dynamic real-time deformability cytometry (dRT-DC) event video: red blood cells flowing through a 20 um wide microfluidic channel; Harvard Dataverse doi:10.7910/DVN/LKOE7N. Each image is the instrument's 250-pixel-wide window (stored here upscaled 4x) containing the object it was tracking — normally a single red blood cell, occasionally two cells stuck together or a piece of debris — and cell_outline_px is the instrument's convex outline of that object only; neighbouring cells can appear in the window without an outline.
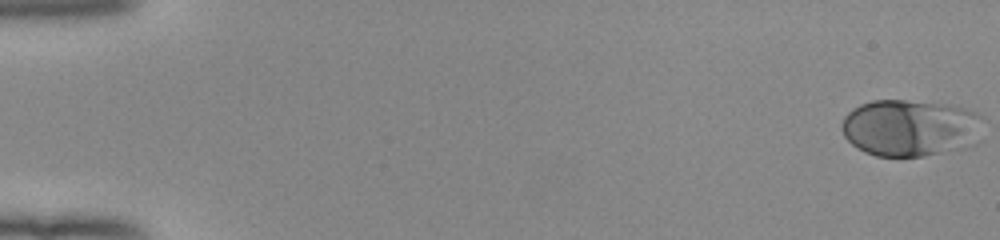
{"species": "human", "species_latin": "Homo sapiens", "temperature_condition": "room temperature", "stored_images_in_passage": 53, "camera_frame_rate_fps": 3000, "um_per_image_px": 0.085, "donor": {"sex": "female"}, "frame": {"image": 1, "passage_image": 1, "time_ms": 0.0, "image_size_px": [1000, 240], "cell_outline_px": [[980, 116], [964, 148], [924, 156], [876, 156], [864, 152], [852, 144], [844, 136], [840, 128], [840, 124], [844, 116], [852, 108], [860, 104], [872, 100], [904, 100], [948, 104], [964, 108], [976, 112]], "centroid_in_image_um": [77.18, 10.85], "position_along_channel_um": 7.8, "area_um2": 45.84}}
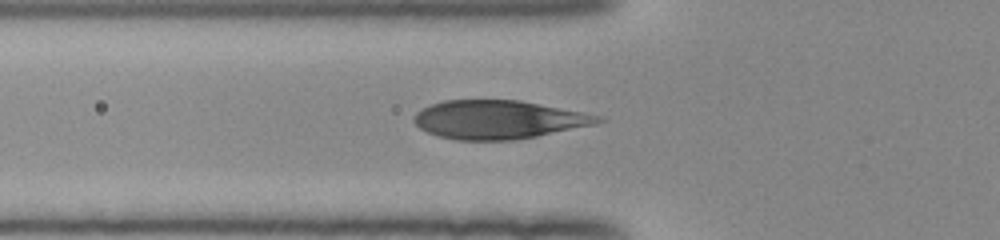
{"frame": {"image": 2, "passage_image": 20, "time_ms": 6.333, "image_size_px": [1000, 240], "cell_outline_px": [[608, 120], [596, 124], [536, 136], [512, 140], [456, 140], [440, 136], [428, 132], [420, 128], [412, 120], [412, 116], [416, 112], [432, 104], [444, 100], [520, 100], [600, 116]], "centroid_in_image_um": [42.34, 10.17], "position_along_channel_um": 83.5, "area_um2": 40.98}}
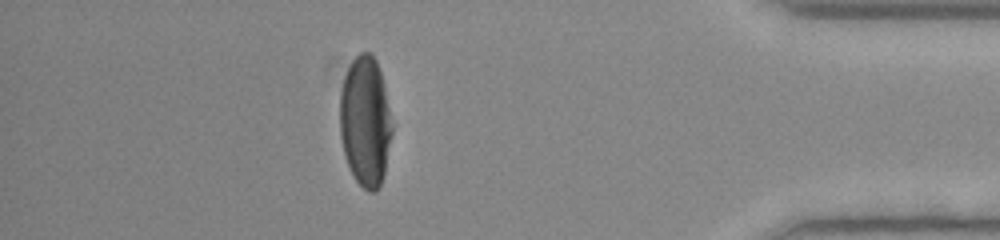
{"frame": {"image": 3, "passage_image": 47, "time_ms": 15.333, "image_size_px": [1000, 240], "cell_outline_px": [[392, 132], [384, 172], [380, 184], [376, 192], [368, 192], [352, 176], [344, 152], [340, 136], [340, 92], [344, 76], [352, 60], [360, 52], [372, 52], [376, 60], [380, 72], [384, 88], [392, 124]], "centroid_in_image_um": [31.03, 10.31], "position_along_channel_um": 404.2, "area_um2": 39.3}}